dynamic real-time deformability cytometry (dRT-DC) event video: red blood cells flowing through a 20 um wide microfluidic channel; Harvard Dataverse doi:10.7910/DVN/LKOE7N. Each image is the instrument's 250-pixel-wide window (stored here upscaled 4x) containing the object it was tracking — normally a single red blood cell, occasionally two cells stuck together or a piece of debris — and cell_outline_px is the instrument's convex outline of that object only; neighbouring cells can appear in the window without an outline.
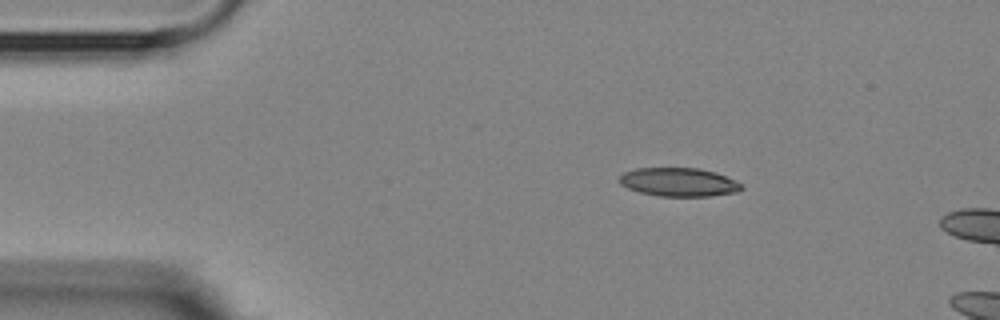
{"species": "Egyptian fruit bat (a non-hibernating species)", "species_latin": "Rousettus aegyptiacus", "temperature_condition": "room temperature", "stored_images_in_passage": 3, "camera_frame_rate_fps": 3000, "um_per_image_px": 0.085, "animal": {"sex": "female"}, "frame": {"image": 1, "passage_image": 1, "time_ms": 0.0, "image_size_px": [1000, 320], "cell_outline_px": [[744, 188], [736, 192], [712, 196], [660, 196], [640, 192], [628, 188], [620, 184], [620, 176], [624, 172], [636, 168], [700, 168], [716, 172], [740, 184]], "centroid_in_image_um": [57.68, 15.48], "position_along_channel_um": 27.3, "area_um2": 20.17}}